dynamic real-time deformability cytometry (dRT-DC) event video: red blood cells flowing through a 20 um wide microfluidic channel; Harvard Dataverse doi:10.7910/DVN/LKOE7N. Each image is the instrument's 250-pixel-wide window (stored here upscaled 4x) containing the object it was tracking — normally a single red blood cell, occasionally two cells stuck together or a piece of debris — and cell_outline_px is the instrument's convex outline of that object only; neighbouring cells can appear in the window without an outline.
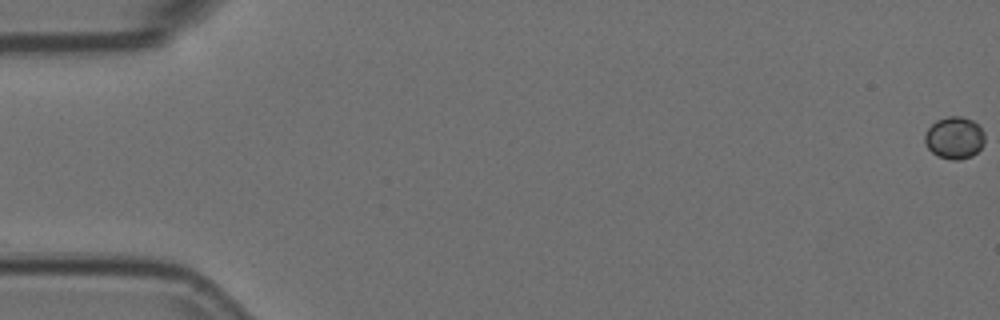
{"species": "Egyptian fruit bat (a non-hibernating species)", "species_latin": "Rousettus aegyptiacus", "temperature_condition": "room temperature", "stored_images_in_passage": 16, "camera_frame_rate_fps": 3000, "um_per_image_px": 0.085, "animal": {"sex": "female"}, "frame": {"image": 1, "passage_image": 1, "time_ms": 0.0, "image_size_px": [1000, 320], "cell_outline_px": [[984, 144], [972, 156], [960, 160], [952, 160], [940, 156], [932, 152], [928, 148], [924, 140], [924, 132], [936, 120], [948, 116], [960, 116], [972, 120], [984, 132]], "centroid_in_image_um": [81.11, 11.71], "position_along_channel_um": 3.9, "area_um2": 14.68}}
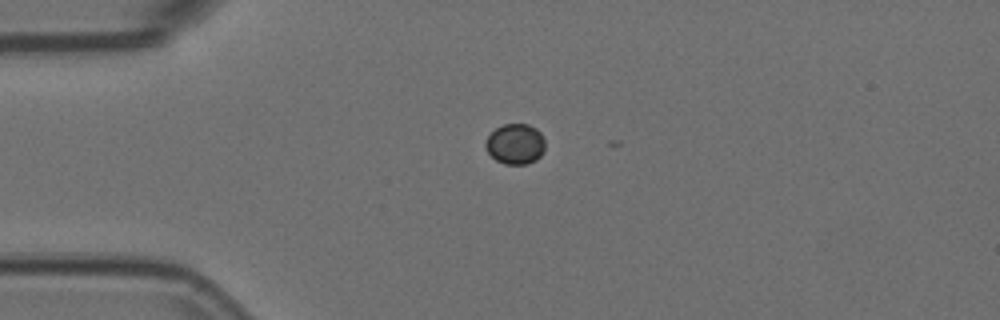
{"frame": {"image": 2, "passage_image": 15, "time_ms": 4.667, "image_size_px": [1000, 320], "cell_outline_px": [[544, 152], [536, 160], [524, 164], [504, 164], [496, 160], [488, 152], [484, 144], [484, 140], [496, 128], [504, 124], [528, 124], [536, 128], [540, 132], [544, 140]], "centroid_in_image_um": [43.79, 12.23], "position_along_channel_um": 41.2, "area_um2": 14.05}}